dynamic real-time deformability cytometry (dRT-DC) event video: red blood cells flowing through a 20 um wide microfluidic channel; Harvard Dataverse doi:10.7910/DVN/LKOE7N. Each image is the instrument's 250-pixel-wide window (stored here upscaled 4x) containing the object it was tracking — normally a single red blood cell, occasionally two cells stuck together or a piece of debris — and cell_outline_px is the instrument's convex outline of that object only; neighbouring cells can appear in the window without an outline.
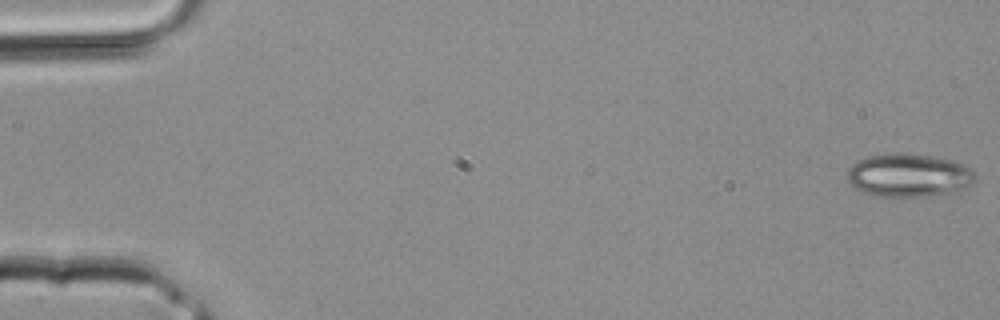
{"species": "common noctule bat (a hibernating species)", "species_latin": "Nyctalus noctula", "temperature_condition": "room temperature", "stored_images_in_passage": 3, "camera_frame_rate_fps": 3000, "um_per_image_px": 0.085, "animal": {"sex": "male", "body_mass_g": 20.4}, "frame": {"image": 1, "passage_image": 1, "time_ms": 0.0, "image_size_px": [1000, 320], "cell_outline_px": [[976, 176], [964, 188], [956, 192], [928, 196], [872, 196], [856, 188], [848, 180], [848, 168], [852, 164], [860, 160], [872, 156], [896, 152], [904, 152], [932, 156], [952, 160], [964, 164], [976, 172]], "centroid_in_image_um": [77.27, 14.89], "position_along_channel_um": 7.7, "area_um2": 32.19}}
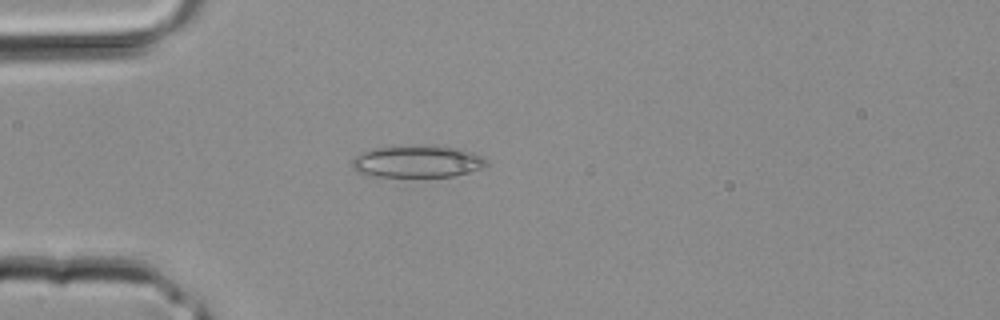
{"frame": {"image": 2, "passage_image": 3, "time_ms": 0.667, "image_size_px": [1000, 320], "cell_outline_px": [[488, 164], [484, 168], [456, 176], [372, 176], [356, 172], [352, 168], [352, 160], [356, 156], [364, 152], [376, 148], [432, 144], [464, 148], [484, 156], [488, 160]], "centroid_in_image_um": [35.58, 13.71], "position_along_channel_um": 49.4, "area_um2": 25.61}}